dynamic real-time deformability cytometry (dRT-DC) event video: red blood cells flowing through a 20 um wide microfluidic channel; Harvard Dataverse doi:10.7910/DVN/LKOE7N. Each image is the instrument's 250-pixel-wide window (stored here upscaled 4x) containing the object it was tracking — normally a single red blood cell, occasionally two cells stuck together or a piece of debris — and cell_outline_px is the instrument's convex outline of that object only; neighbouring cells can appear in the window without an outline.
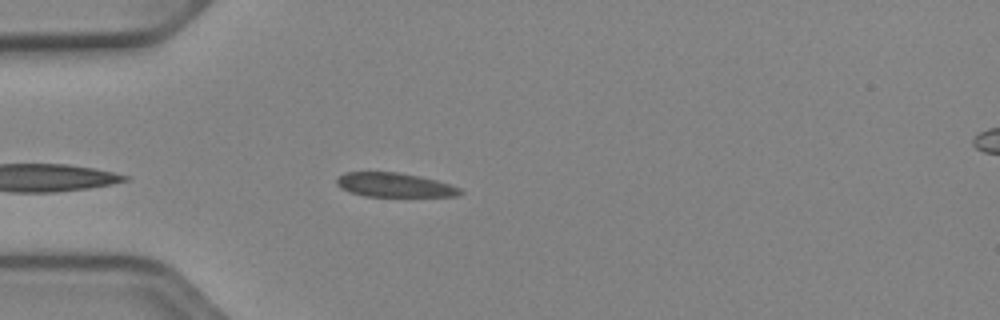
{"species": "Egyptian fruit bat (a non-hibernating species)", "species_latin": "Rousettus aegyptiacus", "temperature_condition": "cold", "stored_images_in_passage": 38, "camera_frame_rate_fps": 3000, "um_per_image_px": 0.085, "animal": {"sex": "female"}, "frame": {"image": 1, "passage_image": 3, "time_ms": 0.667, "image_size_px": [1000, 320], "cell_outline_px": [[464, 192], [460, 196], [364, 196], [348, 192], [340, 188], [336, 184], [336, 176], [344, 172], [396, 172], [420, 176], [436, 180], [460, 188]], "centroid_in_image_um": [33.48, 15.72], "position_along_channel_um": 51.5, "area_um2": 17.51}}
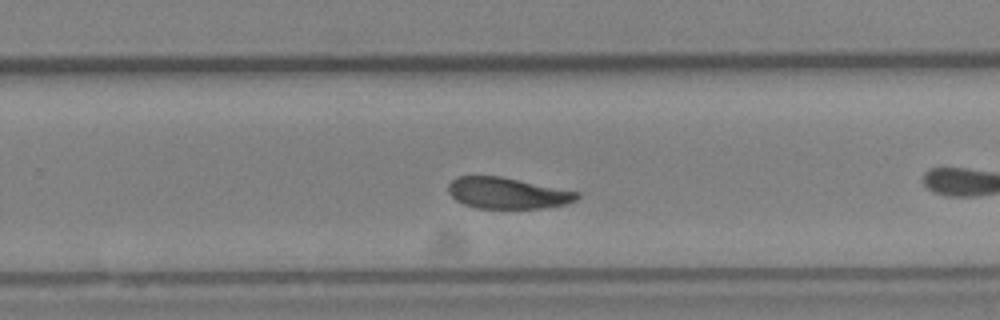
{"frame": {"image": 2, "passage_image": 19, "time_ms": 6.0, "image_size_px": [1000, 320], "cell_outline_px": [[580, 196], [576, 200], [564, 204], [544, 208], [476, 208], [464, 204], [456, 200], [448, 192], [448, 184], [456, 176], [500, 176], [580, 192]], "centroid_in_image_um": [43.12, 16.41], "position_along_channel_um": 286.7, "area_um2": 23.35}}
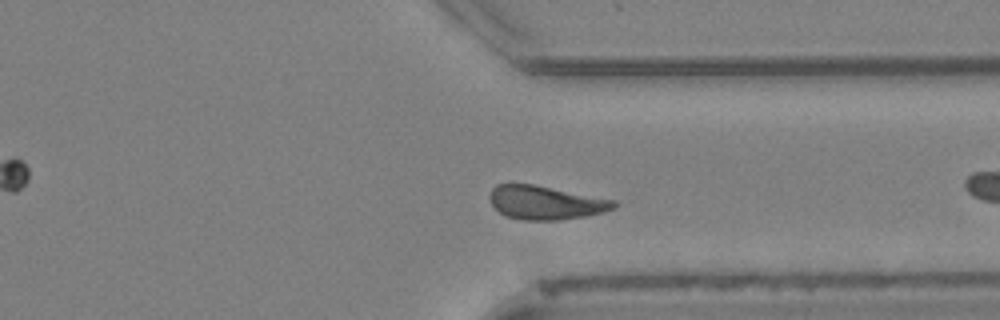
{"frame": {"image": 3, "passage_image": 25, "time_ms": 8.0, "image_size_px": [1000, 320], "cell_outline_px": [[620, 204], [616, 208], [604, 212], [588, 216], [556, 220], [520, 220], [508, 216], [500, 212], [492, 204], [488, 196], [492, 188], [496, 184], [532, 184], [616, 200]], "centroid_in_image_um": [46.42, 17.23], "position_along_channel_um": 365.0, "area_um2": 24.45}, "authors_computed_cell_mechanics": {"area_um2": 23.8136, "velocity_mm_per_s": 3.8731, "shape_relaxation_time_tau1_ms": 4.8589, "shape_relaxation_time_tau2_ms": null, "deformation_change_tau1": 0.1066, "deformation_change_tau2": null}}